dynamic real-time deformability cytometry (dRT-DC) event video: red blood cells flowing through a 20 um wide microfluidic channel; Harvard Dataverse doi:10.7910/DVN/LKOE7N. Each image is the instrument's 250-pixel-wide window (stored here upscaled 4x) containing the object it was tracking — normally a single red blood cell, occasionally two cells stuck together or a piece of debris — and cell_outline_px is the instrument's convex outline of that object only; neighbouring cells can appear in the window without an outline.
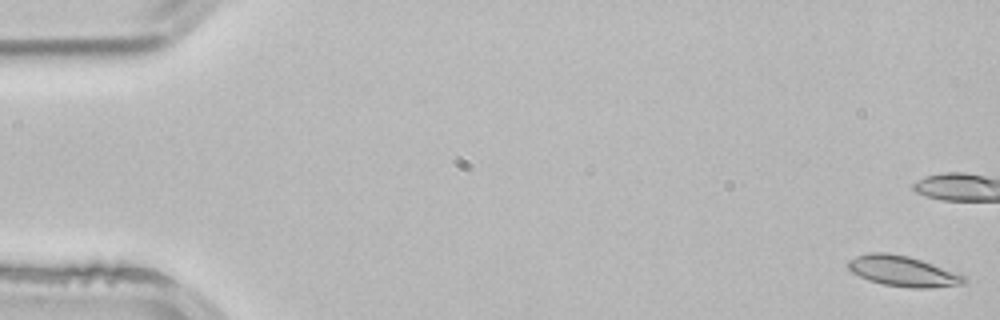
{"species": "common noctule bat (a hibernating species)", "species_latin": "Nyctalus noctula", "temperature_condition": "room temperature", "stored_images_in_passage": 54, "camera_frame_rate_fps": 3000, "um_per_image_px": 0.085, "animal": {"sex": "male", "body_mass_g": 21.5, "forearm_length_mm": 52.0}, "frame": {"image": 1, "passage_image": 1, "time_ms": 0.0, "image_size_px": [1000, 320], "cell_outline_px": [[968, 280], [964, 284], [928, 288], [908, 288], [884, 284], [868, 280], [852, 272], [848, 268], [848, 260], [856, 256], [868, 252], [888, 252], [908, 256], [932, 264], [964, 276]], "centroid_in_image_um": [76.71, 23.05], "position_along_channel_um": 8.3, "area_um2": 20.46}, "authors_computed_cell_mechanics": {"area_um2": 19.3919, "velocity_mm_per_s": 3.8679, "shape_relaxation_time_tau1_ms": null, "shape_relaxation_time_tau2_ms": 4.2401, "deformation_change_tau1": null, "deformation_change_tau2": 0.0871}}